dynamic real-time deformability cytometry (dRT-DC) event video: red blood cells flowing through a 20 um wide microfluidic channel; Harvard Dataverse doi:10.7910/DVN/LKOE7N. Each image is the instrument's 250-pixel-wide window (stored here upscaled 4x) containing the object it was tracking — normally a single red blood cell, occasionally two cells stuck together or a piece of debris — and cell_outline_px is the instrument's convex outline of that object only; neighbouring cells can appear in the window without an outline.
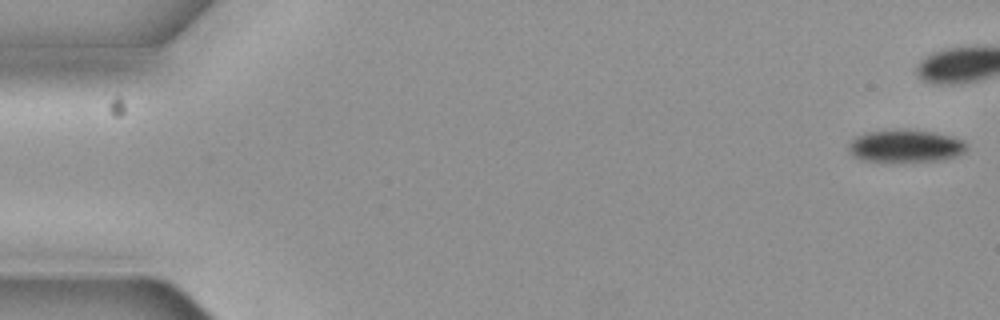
{"species": "common noctule bat (a hibernating species)", "species_latin": "Nyctalus noctula", "temperature_condition": "cold", "stored_images_in_passage": 6, "camera_frame_rate_fps": 3000, "um_per_image_px": 0.085, "animal": {"sex": "female", "body_mass_g": 19.3, "forearm_length_mm": 54.1}, "frame": {"image": 1, "passage_image": 1, "time_ms": 0.0, "image_size_px": [1000, 320], "cell_outline_px": [[968, 152], [956, 156], [940, 160], [860, 160], [852, 156], [848, 152], [848, 144], [856, 136], [864, 132], [904, 128], [932, 132], [952, 136], [964, 140], [968, 144]], "centroid_in_image_um": [76.98, 12.38], "position_along_channel_um": 8.0, "area_um2": 22.54}}